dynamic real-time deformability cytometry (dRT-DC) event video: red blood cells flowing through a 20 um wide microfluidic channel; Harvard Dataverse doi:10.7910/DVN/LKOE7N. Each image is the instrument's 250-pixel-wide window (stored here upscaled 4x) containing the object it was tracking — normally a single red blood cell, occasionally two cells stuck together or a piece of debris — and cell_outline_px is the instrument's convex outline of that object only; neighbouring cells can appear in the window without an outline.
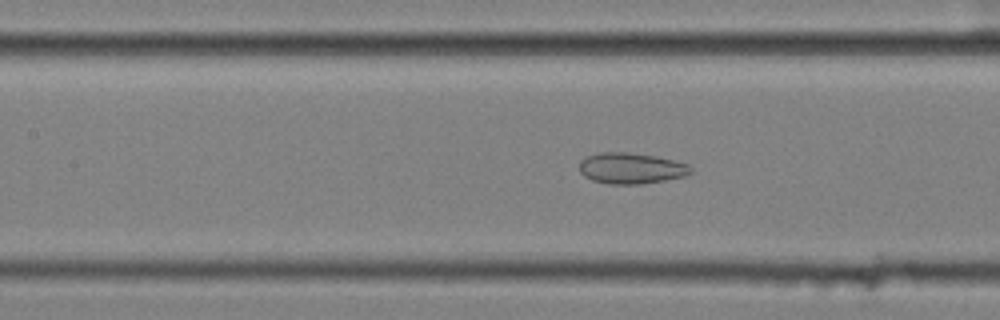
{"species": "common noctule bat (a hibernating species)", "species_latin": "Nyctalus noctula", "temperature_condition": "cold", "stored_images_in_passage": 56, "camera_frame_rate_fps": 3000, "um_per_image_px": 0.085, "animal": {"sex": "female", "body_mass_g": 25.1}, "frame": {"image": 1, "passage_image": 25, "time_ms": 8.0, "image_size_px": [1000, 320], "cell_outline_px": [[692, 172], [684, 176], [664, 180], [640, 184], [608, 184], [592, 180], [584, 176], [580, 172], [580, 160], [588, 156], [600, 152], [628, 152], [656, 156], [676, 160], [688, 164], [692, 168]], "centroid_in_image_um": [53.65, 14.3], "position_along_channel_um": 153.7, "area_um2": 20.17}}
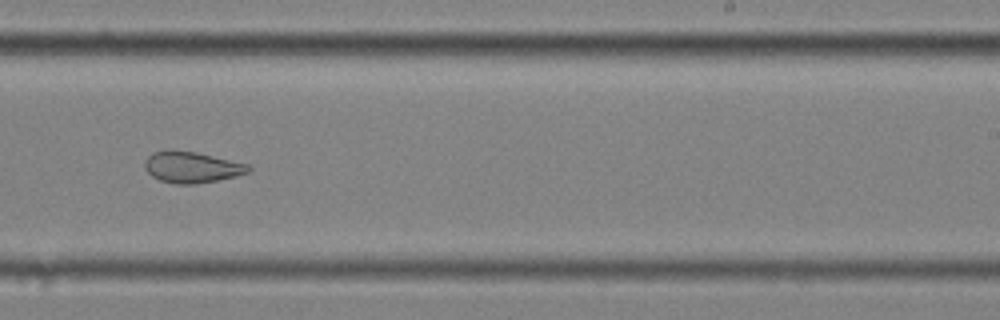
{"frame": {"image": 2, "passage_image": 35, "time_ms": 11.333, "image_size_px": [1000, 320], "cell_outline_px": [[252, 168], [248, 172], [236, 176], [196, 184], [176, 184], [160, 180], [152, 176], [144, 168], [144, 160], [152, 152], [168, 148], [196, 152], [248, 164]], "centroid_in_image_um": [16.25, 14.19], "position_along_channel_um": 272.8, "area_um2": 19.02}}
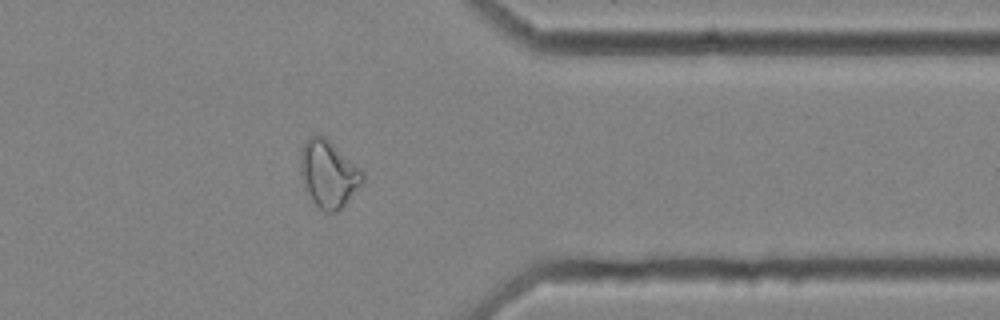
{"frame": {"image": 3, "passage_image": 45, "time_ms": 14.667, "image_size_px": [1000, 320], "cell_outline_px": [[364, 180], [344, 204], [336, 212], [324, 212], [312, 200], [304, 188], [300, 172], [300, 148], [308, 136], [324, 136], [360, 168], [364, 172]], "centroid_in_image_um": [27.88, 14.77], "position_along_channel_um": 383.5, "area_um2": 24.04}, "authors_computed_cell_mechanics": {"area_um2": 25.3164, "velocity_mm_per_s": 3.578, "shape_relaxation_time_tau1_ms": null, "shape_relaxation_time_tau2_ms": 2.5403, "deformation_change_tau1": null, "deformation_change_tau2": 0.0984}}